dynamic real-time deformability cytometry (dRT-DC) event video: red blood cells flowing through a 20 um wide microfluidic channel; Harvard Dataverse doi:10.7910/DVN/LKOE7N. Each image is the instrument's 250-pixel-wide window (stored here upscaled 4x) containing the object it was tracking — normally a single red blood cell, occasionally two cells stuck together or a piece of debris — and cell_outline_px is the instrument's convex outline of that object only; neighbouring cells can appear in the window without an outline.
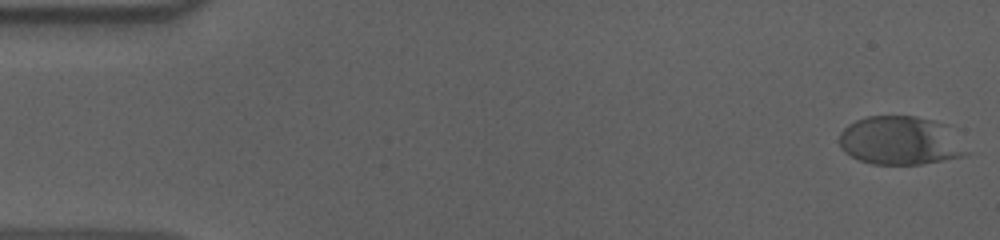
{"species": "human", "species_latin": "Homo sapiens", "temperature_condition": "cold", "stored_images_in_passage": 56, "camera_frame_rate_fps": 3000, "um_per_image_px": 0.085, "donor": {"sex": "male"}, "frame": {"image": 1, "passage_image": 1, "time_ms": 0.0, "image_size_px": [1000, 240], "cell_outline_px": [[972, 152], [964, 156], [944, 160], [920, 164], [872, 164], [860, 160], [844, 152], [840, 148], [840, 132], [848, 124], [856, 120], [868, 116], [916, 116], [948, 124]], "centroid_in_image_um": [76.59, 11.95], "position_along_channel_um": 8.4, "area_um2": 36.53}}
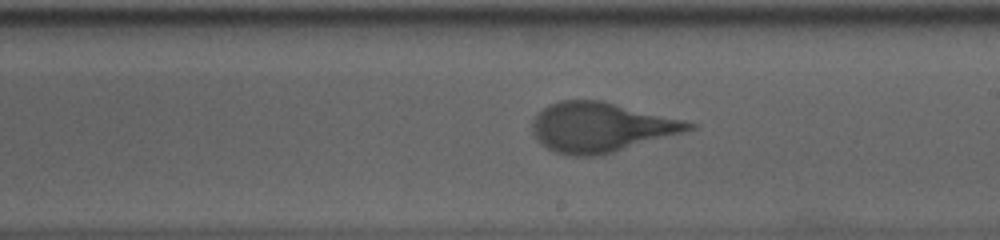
{"frame": {"image": 2, "passage_image": 32, "time_ms": 10.333, "image_size_px": [1000, 240], "cell_outline_px": [[696, 128], [684, 132], [600, 156], [568, 156], [556, 152], [548, 148], [532, 132], [532, 120], [548, 104], [560, 100], [600, 100], [684, 120], [696, 124]], "centroid_in_image_um": [51.07, 10.82], "position_along_channel_um": 237.9, "area_um2": 44.91}}
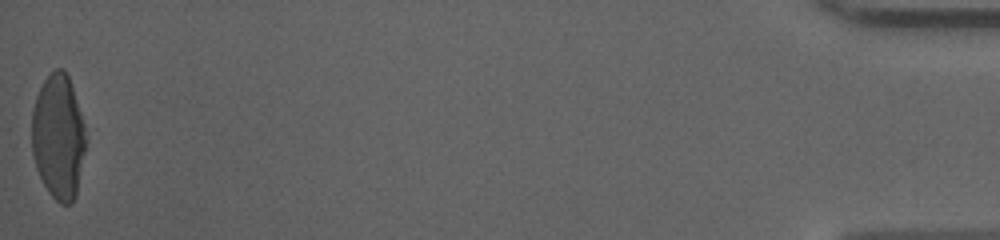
{"frame": {"image": 3, "passage_image": 56, "time_ms": 18.333, "image_size_px": [1000, 240], "cell_outline_px": [[84, 152], [76, 196], [72, 204], [60, 204], [48, 192], [36, 168], [32, 152], [32, 112], [36, 96], [44, 80], [56, 68], [64, 68], [68, 76], [80, 112], [84, 128]], "centroid_in_image_um": [4.94, 11.65], "position_along_channel_um": 430.3, "area_um2": 38.78}, "authors_computed_cell_mechanics": {"area_um2": 43.5234, "velocity_mm_per_s": 3.6293, "shape_relaxation_time_tau1_ms": 4.2483, "shape_relaxation_time_tau2_ms": null, "deformation_change_tau1": 0.186, "deformation_change_tau2": null}}